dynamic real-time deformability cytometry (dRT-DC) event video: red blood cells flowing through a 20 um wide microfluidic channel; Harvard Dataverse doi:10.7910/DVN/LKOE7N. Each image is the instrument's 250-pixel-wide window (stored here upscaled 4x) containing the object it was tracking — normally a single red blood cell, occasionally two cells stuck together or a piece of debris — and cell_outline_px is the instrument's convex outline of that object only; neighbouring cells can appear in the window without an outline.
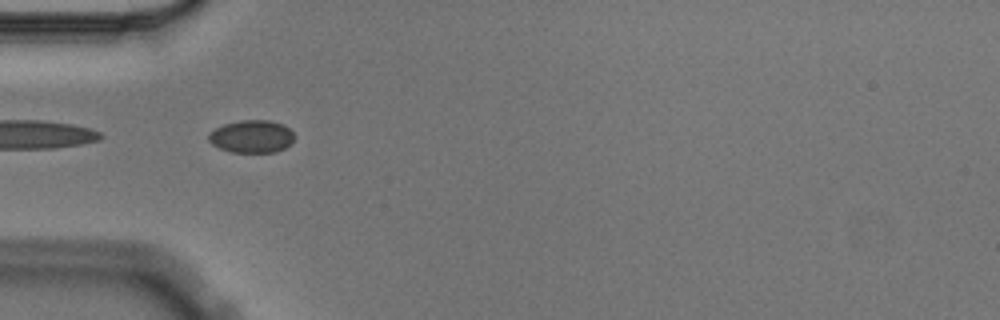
{"species": "Egyptian fruit bat (a non-hibernating species)", "species_latin": "Rousettus aegyptiacus", "temperature_condition": "cold", "stored_images_in_passage": 5, "segment_of_instrument_passage": [2, 2], "camera_frame_rate_fps": 3000, "um_per_image_px": 0.085, "animal": {"sex": "male"}, "frame": {"image": 1, "passage_image": 4, "time_ms": 1.0, "image_size_px": [1000, 320], "cell_outline_px": [[292, 144], [276, 152], [232, 152], [220, 148], [212, 144], [208, 140], [208, 132], [224, 124], [240, 120], [268, 120], [284, 124], [292, 132]], "centroid_in_image_um": [21.38, 11.59], "position_along_channel_um": 63.6, "area_um2": 16.3}}